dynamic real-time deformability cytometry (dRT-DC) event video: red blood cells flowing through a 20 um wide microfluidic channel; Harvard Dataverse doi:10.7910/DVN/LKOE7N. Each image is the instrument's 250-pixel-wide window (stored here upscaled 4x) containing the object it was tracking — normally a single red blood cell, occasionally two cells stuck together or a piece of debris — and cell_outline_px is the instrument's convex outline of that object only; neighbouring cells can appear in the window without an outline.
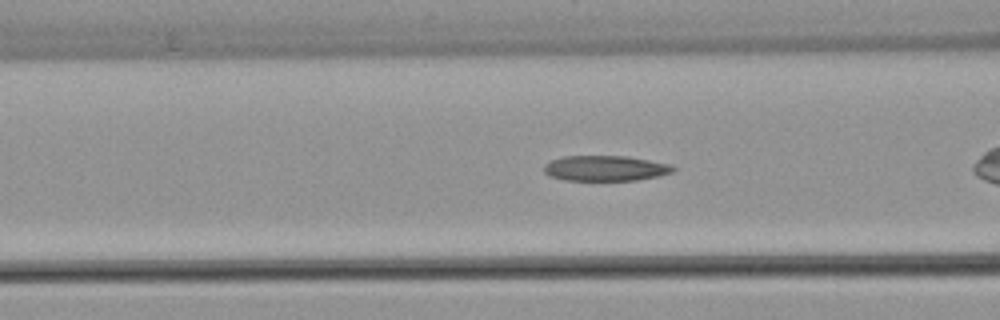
{"species": "common noctule bat (a hibernating species)", "species_latin": "Nyctalus noctula", "temperature_condition": "warm", "stored_images_in_passage": 20, "camera_frame_rate_fps": 3000, "um_per_image_px": 0.085, "animal": {"sex": "female", "body_mass_g": 22.7, "forearm_length_mm": 54.2}, "frame": {"image": 1, "passage_image": 6, "time_ms": 1.667, "image_size_px": [1000, 320], "cell_outline_px": [[676, 168], [672, 172], [660, 176], [636, 180], [564, 180], [548, 176], [544, 172], [544, 164], [552, 160], [564, 156], [628, 156], [672, 164]], "centroid_in_image_um": [51.47, 14.3], "position_along_channel_um": 115.1, "area_um2": 19.25}}
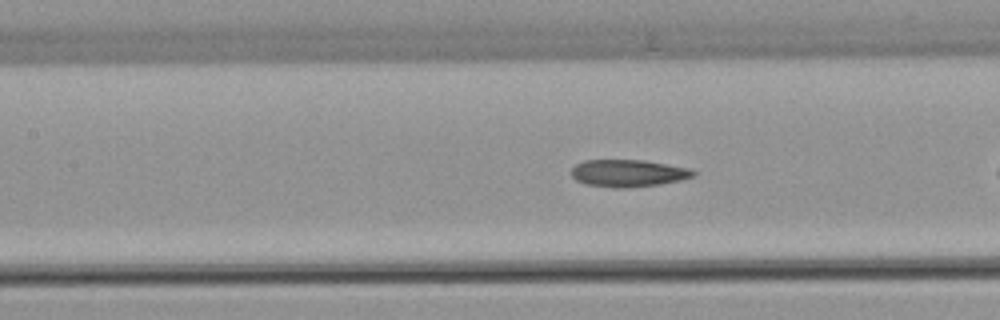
{"frame": {"image": 2, "passage_image": 9, "time_ms": 2.667, "image_size_px": [1000, 320], "cell_outline_px": [[696, 176], [680, 180], [660, 184], [624, 188], [616, 188], [584, 184], [576, 180], [568, 172], [576, 164], [584, 160], [644, 160], [692, 168], [696, 172]], "centroid_in_image_um": [53.39, 14.72], "position_along_channel_um": 154.0, "area_um2": 19.59}}